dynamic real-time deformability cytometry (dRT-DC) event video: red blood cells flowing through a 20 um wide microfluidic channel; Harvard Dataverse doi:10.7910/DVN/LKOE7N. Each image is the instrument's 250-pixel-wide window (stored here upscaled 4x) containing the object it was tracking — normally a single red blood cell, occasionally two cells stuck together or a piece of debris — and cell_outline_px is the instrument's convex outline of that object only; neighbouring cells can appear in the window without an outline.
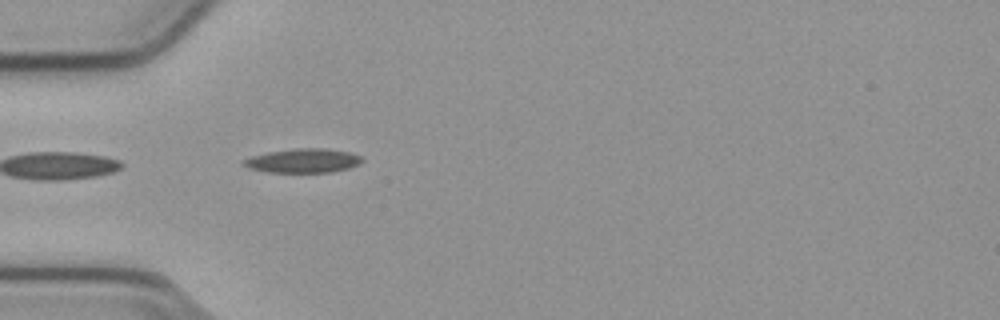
{"species": "common noctule bat (a hibernating species)", "species_latin": "Nyctalus noctula", "temperature_condition": "cold", "stored_images_in_passage": 40, "camera_frame_rate_fps": 3000, "um_per_image_px": 0.085, "animal": {"sex": "male", "body_mass_g": 23.1, "forearm_length_mm": 52.7}, "frame": {"image": 1, "passage_image": 3, "time_ms": 0.667, "image_size_px": [1000, 320], "cell_outline_px": [[364, 160], [360, 164], [348, 168], [332, 172], [268, 172], [248, 168], [244, 164], [244, 160], [252, 156], [272, 152], [300, 148], [320, 148], [348, 152], [360, 156]], "centroid_in_image_um": [25.81, 13.67], "position_along_channel_um": 59.2, "area_um2": 16.24}}
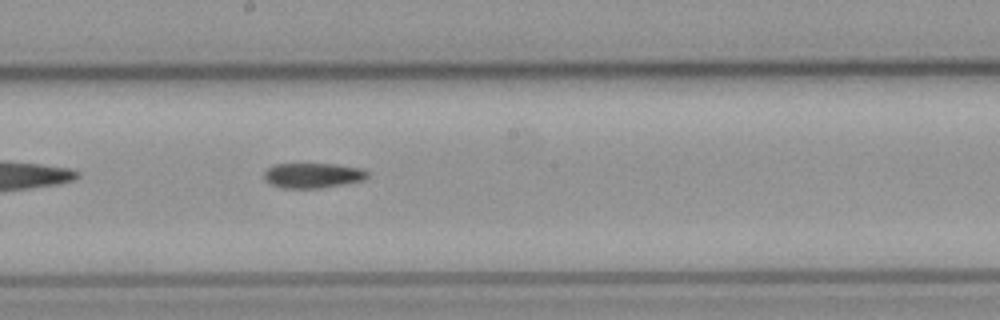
{"frame": {"image": 2, "passage_image": 16, "time_ms": 5.0, "image_size_px": [1000, 320], "cell_outline_px": [[368, 176], [364, 180], [324, 188], [280, 188], [264, 180], [264, 172], [272, 164], [332, 164], [360, 168], [368, 172]], "centroid_in_image_um": [26.57, 14.92], "position_along_channel_um": 221.6, "area_um2": 15.14}}
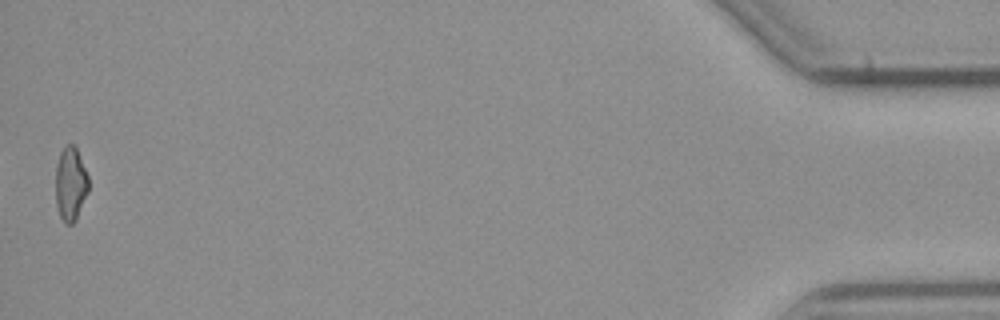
{"frame": {"image": 3, "passage_image": 40, "time_ms": 13.0, "image_size_px": [1000, 320], "cell_outline_px": [[88, 192], [76, 220], [72, 224], [64, 224], [60, 216], [56, 204], [56, 164], [60, 152], [68, 144], [72, 144], [76, 148], [88, 176]], "centroid_in_image_um": [5.99, 15.67], "position_along_channel_um": 429.2, "area_um2": 14.1}}